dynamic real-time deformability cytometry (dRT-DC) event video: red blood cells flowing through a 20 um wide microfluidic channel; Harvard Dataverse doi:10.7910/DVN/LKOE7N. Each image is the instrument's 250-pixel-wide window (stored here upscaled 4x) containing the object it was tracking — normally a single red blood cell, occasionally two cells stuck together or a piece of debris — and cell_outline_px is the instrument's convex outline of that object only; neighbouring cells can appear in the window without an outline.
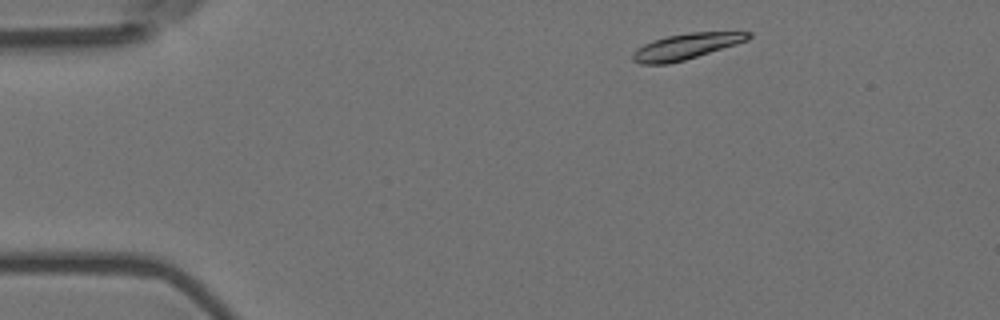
{"species": "Egyptian fruit bat (a non-hibernating species)", "species_latin": "Rousettus aegyptiacus", "temperature_condition": "room temperature", "stored_images_in_passage": 4, "camera_frame_rate_fps": 3000, "um_per_image_px": 0.085, "animal": {"sex": "female"}, "frame": {"image": 1, "passage_image": 1, "time_ms": 0.0, "image_size_px": [1000, 320], "cell_outline_px": [[752, 36], [748, 40], [736, 44], [684, 60], [668, 64], [640, 64], [632, 60], [632, 52], [636, 48], [652, 40], [668, 36], [688, 32], [752, 32]], "centroid_in_image_um": [58.28, 3.95], "position_along_channel_um": 26.7, "area_um2": 17.34}}
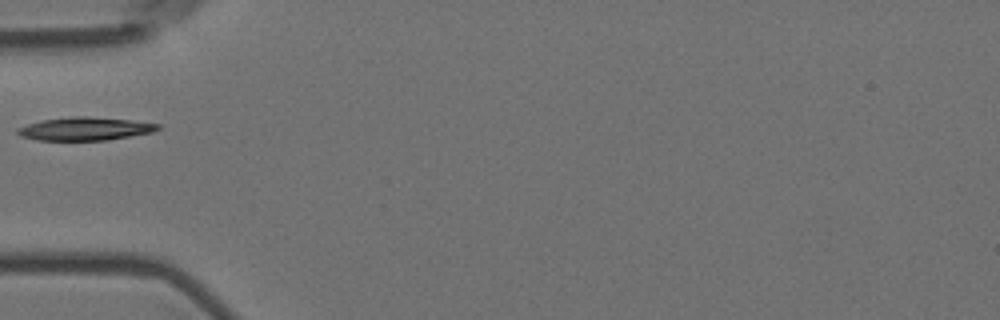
{"frame": {"image": 2, "passage_image": 4, "time_ms": 1.0, "image_size_px": [1000, 320], "cell_outline_px": [[160, 128], [152, 132], [108, 140], [36, 140], [20, 136], [16, 132], [16, 128], [40, 120], [72, 116], [88, 116], [132, 120], [160, 124]], "centroid_in_image_um": [7.2, 10.94], "position_along_channel_um": 77.8, "area_um2": 19.02}}